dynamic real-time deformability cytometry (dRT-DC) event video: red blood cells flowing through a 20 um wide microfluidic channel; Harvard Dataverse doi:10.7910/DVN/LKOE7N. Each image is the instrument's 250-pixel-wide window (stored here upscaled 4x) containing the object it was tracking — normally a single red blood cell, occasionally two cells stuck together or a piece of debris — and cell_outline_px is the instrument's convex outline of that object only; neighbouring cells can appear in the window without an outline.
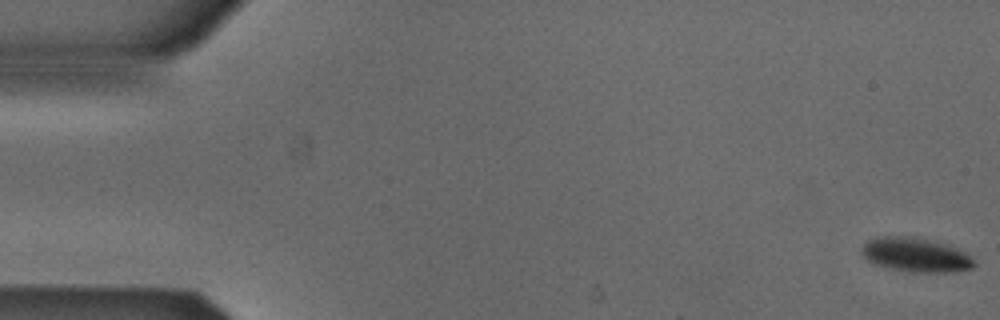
{"species": "Egyptian fruit bat (a non-hibernating species)", "species_latin": "Rousettus aegyptiacus", "temperature_condition": "cold", "stored_images_in_passage": 54, "camera_frame_rate_fps": 3000, "um_per_image_px": 0.085, "animal": {"sex": "male"}, "frame": {"image": 1, "passage_image": 1, "time_ms": 0.0, "image_size_px": [1000, 320], "cell_outline_px": [[976, 264], [972, 268], [952, 272], [912, 272], [892, 268], [876, 264], [868, 260], [864, 256], [864, 244], [868, 240], [876, 236], [912, 236], [948, 244], [964, 252]], "centroid_in_image_um": [77.85, 21.65], "position_along_channel_um": 7.1, "area_um2": 22.08}}
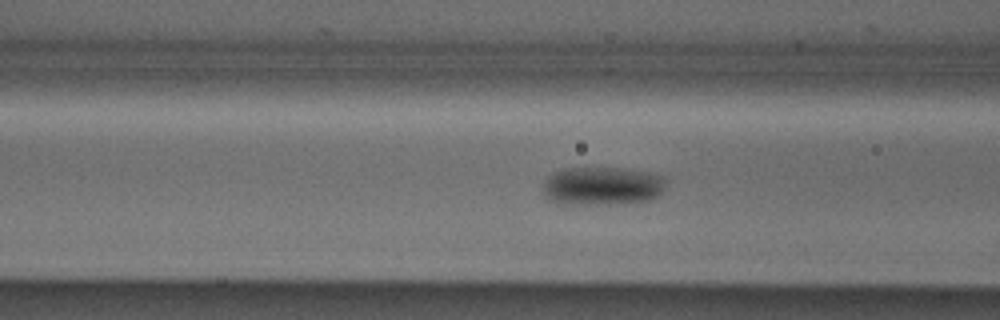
{"frame": {"image": 2, "passage_image": 21, "time_ms": 6.667, "image_size_px": [1000, 320], "cell_outline_px": [[664, 188], [660, 196], [648, 200], [608, 204], [560, 204], [544, 196], [544, 180], [552, 172], [560, 168], [624, 168], [648, 172], [664, 176]], "centroid_in_image_um": [51.17, 15.8], "position_along_channel_um": 115.4, "area_um2": 27.69}}
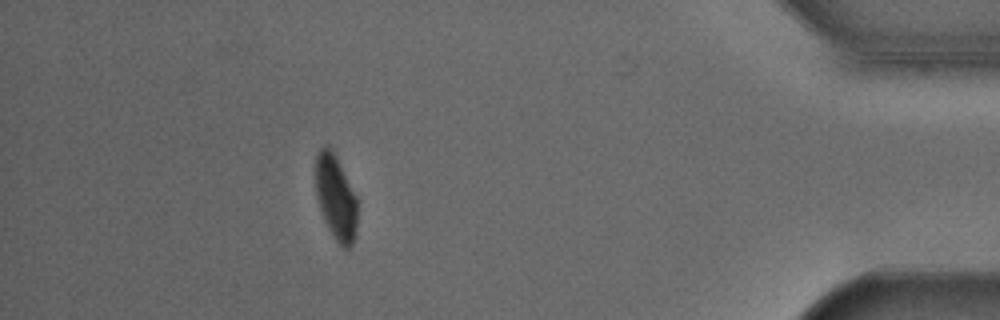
{"frame": {"image": 3, "passage_image": 48, "time_ms": 15.667, "image_size_px": [1000, 320], "cell_outline_px": [[356, 236], [352, 244], [348, 248], [344, 248], [336, 240], [328, 228], [324, 220], [316, 196], [316, 156], [320, 148], [332, 148], [356, 196]], "centroid_in_image_um": [28.54, 16.8], "position_along_channel_um": 406.7, "area_um2": 20.29}, "authors_computed_cell_mechanics": {"area_um2": 24.3049, "velocity_mm_per_s": 3.8304, "shape_relaxation_time_tau1_ms": 1.6136, "shape_relaxation_time_tau2_ms": null, "deformation_change_tau1": 0.0753, "deformation_change_tau2": null}}